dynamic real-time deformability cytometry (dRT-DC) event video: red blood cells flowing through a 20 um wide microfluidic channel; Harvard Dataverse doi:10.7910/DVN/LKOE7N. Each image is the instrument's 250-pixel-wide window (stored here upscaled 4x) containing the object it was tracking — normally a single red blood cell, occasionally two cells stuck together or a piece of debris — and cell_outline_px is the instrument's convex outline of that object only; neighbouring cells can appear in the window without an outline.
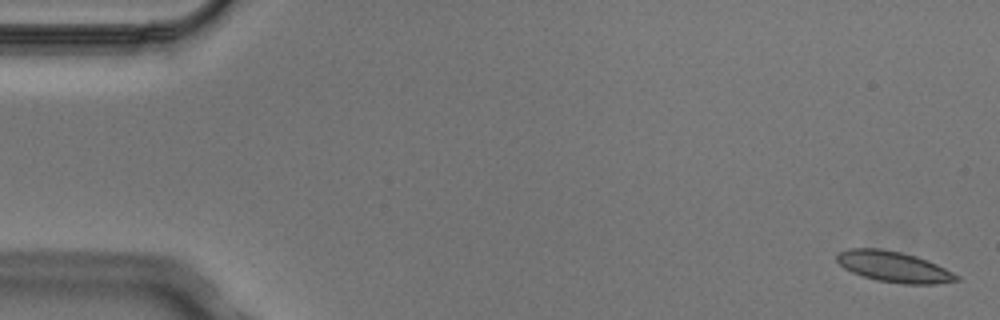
{"species": "Egyptian fruit bat (a non-hibernating species)", "species_latin": "Rousettus aegyptiacus", "temperature_condition": "cold", "stored_images_in_passage": 5, "camera_frame_rate_fps": 3000, "um_per_image_px": 0.085, "animal": {"sex": "male"}, "frame": {"image": 1, "passage_image": 1, "time_ms": 0.0, "image_size_px": [1000, 320], "cell_outline_px": [[960, 280], [936, 284], [904, 284], [876, 280], [852, 272], [844, 268], [836, 260], [836, 252], [848, 248], [880, 248], [900, 252], [916, 256], [928, 260], [960, 276]], "centroid_in_image_um": [75.95, 22.67], "position_along_channel_um": 9.0, "area_um2": 21.5}}
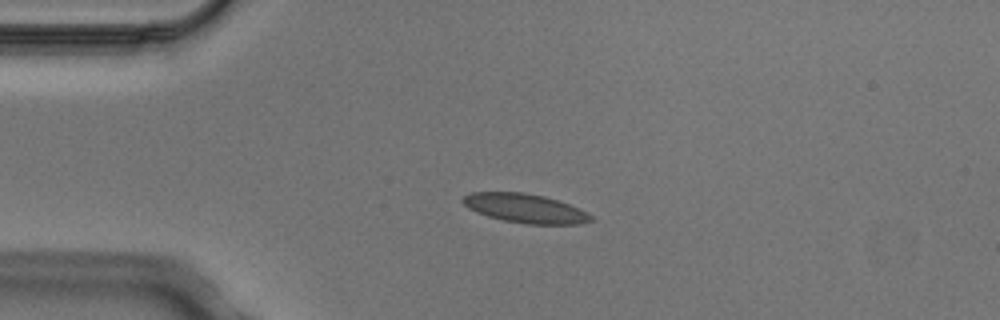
{"frame": {"image": 2, "passage_image": 4, "time_ms": 1.0, "image_size_px": [1000, 320], "cell_outline_px": [[592, 220], [580, 224], [528, 224], [504, 220], [488, 216], [476, 212], [468, 208], [460, 200], [464, 196], [472, 192], [524, 192], [544, 196], [568, 204], [592, 216]], "centroid_in_image_um": [44.58, 17.7], "position_along_channel_um": 40.4, "area_um2": 21.39}}